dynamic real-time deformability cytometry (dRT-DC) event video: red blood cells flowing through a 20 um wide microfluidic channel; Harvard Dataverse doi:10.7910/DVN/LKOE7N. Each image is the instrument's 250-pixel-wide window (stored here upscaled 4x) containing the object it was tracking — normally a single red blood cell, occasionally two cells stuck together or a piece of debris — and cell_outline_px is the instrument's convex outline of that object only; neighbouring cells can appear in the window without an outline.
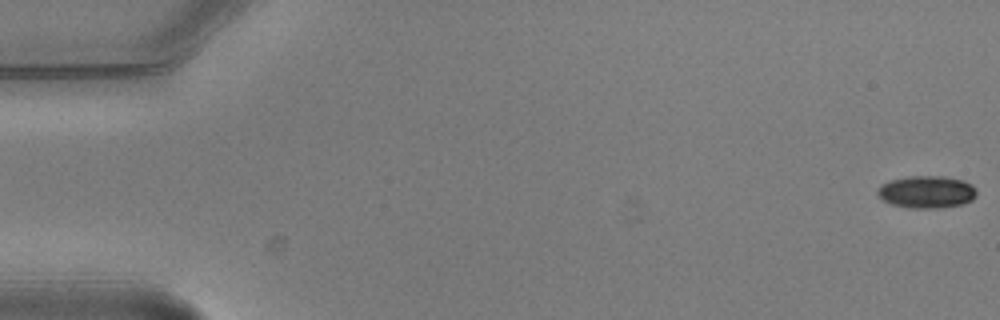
{"species": "common noctule bat (a hibernating species)", "species_latin": "Nyctalus noctula", "temperature_condition": "warm", "stored_images_in_passage": 5, "camera_frame_rate_fps": 3000, "um_per_image_px": 0.085, "animal": {"sex": "male", "body_mass_g": 20.5, "forearm_length_mm": 52.5}, "frame": {"image": 1, "passage_image": 1, "time_ms": 0.0, "image_size_px": [1000, 320], "cell_outline_px": [[976, 196], [972, 200], [964, 204], [940, 208], [908, 208], [892, 204], [884, 200], [876, 192], [876, 188], [880, 184], [892, 180], [908, 176], [944, 176], [964, 180], [972, 184], [976, 188]], "centroid_in_image_um": [78.79, 16.31], "position_along_channel_um": 6.2, "area_um2": 18.9}}
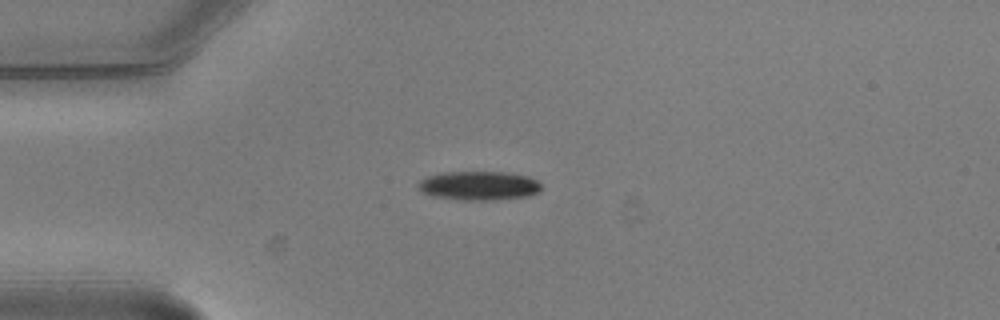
{"frame": {"image": 2, "passage_image": 5, "time_ms": 1.333, "image_size_px": [1000, 320], "cell_outline_px": [[540, 192], [528, 196], [492, 200], [460, 200], [432, 196], [420, 192], [416, 184], [420, 180], [428, 176], [440, 172], [504, 172], [528, 176], [536, 180], [540, 184]], "centroid_in_image_um": [40.66, 15.78], "position_along_channel_um": 44.3, "area_um2": 20.98}}